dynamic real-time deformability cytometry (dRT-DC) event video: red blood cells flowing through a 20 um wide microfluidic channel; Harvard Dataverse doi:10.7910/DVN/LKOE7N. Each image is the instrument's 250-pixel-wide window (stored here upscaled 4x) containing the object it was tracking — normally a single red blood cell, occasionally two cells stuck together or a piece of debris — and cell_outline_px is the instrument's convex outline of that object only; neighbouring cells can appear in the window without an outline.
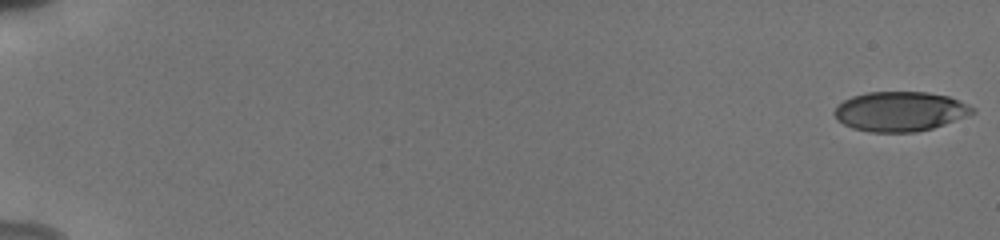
{"species": "human", "species_latin": "Homo sapiens", "temperature_condition": "cold", "stored_images_in_passage": 55, "camera_frame_rate_fps": 3000, "um_per_image_px": 0.085, "donor": {"sex": "male"}, "frame": {"image": 1, "passage_image": 1, "time_ms": 0.0, "image_size_px": [1000, 240], "cell_outline_px": [[976, 112], [944, 124], [932, 128], [916, 132], [868, 132], [852, 128], [836, 120], [832, 112], [844, 100], [852, 96], [868, 92], [928, 92], [948, 96], [968, 104], [976, 108]], "centroid_in_image_um": [76.49, 9.47], "position_along_channel_um": 8.5, "area_um2": 31.96}}
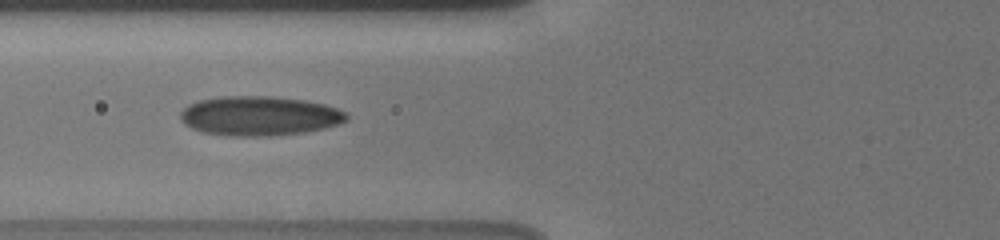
{"frame": {"image": 2, "passage_image": 24, "time_ms": 7.667, "image_size_px": [1000, 240], "cell_outline_px": [[348, 120], [324, 128], [304, 132], [272, 136], [232, 136], [204, 132], [192, 128], [184, 124], [180, 120], [180, 112], [188, 104], [200, 100], [220, 96], [268, 96], [304, 100], [324, 104], [348, 112]], "centroid_in_image_um": [22.04, 9.85], "position_along_channel_um": 103.8, "area_um2": 38.26}}
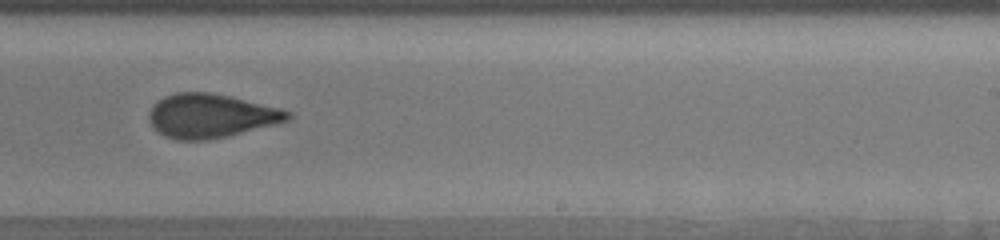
{"frame": {"image": 3, "passage_image": 37, "time_ms": 12.0, "image_size_px": [1000, 240], "cell_outline_px": [[292, 116], [288, 120], [276, 124], [228, 136], [208, 140], [176, 140], [164, 136], [156, 132], [152, 128], [148, 116], [152, 104], [164, 96], [176, 92], [212, 92], [232, 96], [280, 108], [292, 112]], "centroid_in_image_um": [17.89, 9.84], "position_along_channel_um": 271.1, "area_um2": 35.95}, "authors_computed_cell_mechanics": {"area_um2": 34.4488, "velocity_mm_per_s": 3.8688, "shape_relaxation_time_tau1_ms": 6.7302, "shape_relaxation_time_tau2_ms": 1.3432, "deformation_change_tau1": 0.1787, "deformation_change_tau2": 0.0843}}